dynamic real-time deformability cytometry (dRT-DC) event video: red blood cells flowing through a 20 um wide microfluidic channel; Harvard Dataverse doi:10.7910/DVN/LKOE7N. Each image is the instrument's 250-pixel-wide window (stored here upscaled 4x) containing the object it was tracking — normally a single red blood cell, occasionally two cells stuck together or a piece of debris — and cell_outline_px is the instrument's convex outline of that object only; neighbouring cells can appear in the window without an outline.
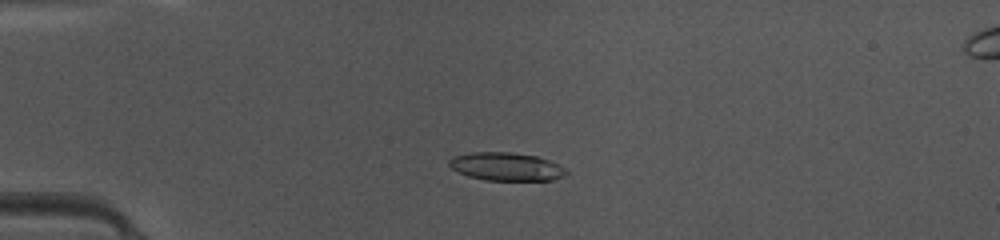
{"species": "common noctule bat (a hibernating species)", "species_latin": "Nyctalus noctula", "temperature_condition": "warm", "stored_images_in_passage": 48, "camera_frame_rate_fps": 3000, "um_per_image_px": 0.085, "animal": {"sex": "female", "body_mass_g": 10.0, "forearm_length_mm": 53.1}, "frame": {"image": 1, "passage_image": 13, "time_ms": 4.0, "image_size_px": [1000, 240], "cell_outline_px": [[568, 172], [564, 176], [552, 180], [484, 180], [468, 176], [452, 168], [448, 164], [448, 160], [452, 156], [472, 152], [512, 152], [536, 156], [548, 160], [564, 168]], "centroid_in_image_um": [43.0, 14.16], "position_along_channel_um": 42.0, "area_um2": 19.13}}
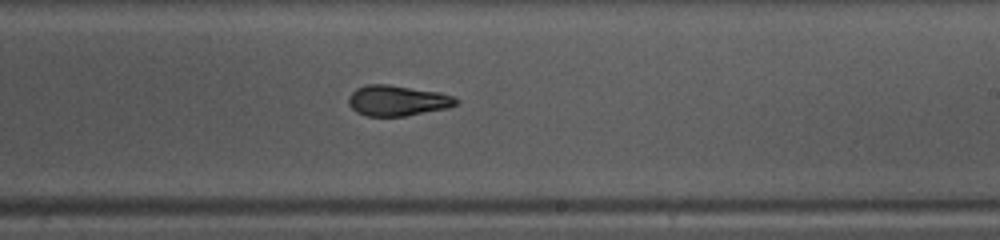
{"frame": {"image": 2, "passage_image": 30, "time_ms": 9.667, "image_size_px": [1000, 240], "cell_outline_px": [[460, 100], [456, 104], [448, 108], [404, 116], [368, 116], [356, 112], [348, 104], [348, 96], [356, 88], [364, 84], [388, 84], [440, 92], [452, 96]], "centroid_in_image_um": [33.75, 8.54], "position_along_channel_um": 255.2, "area_um2": 19.25}}
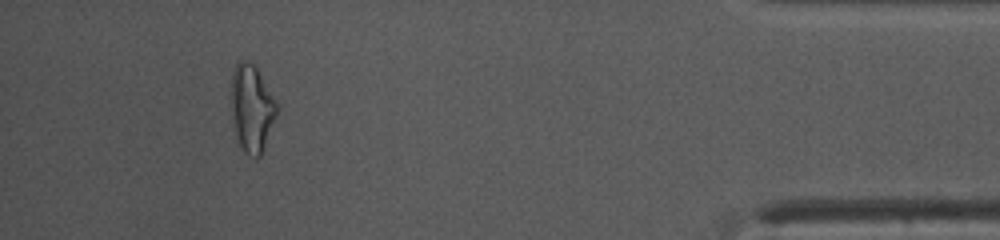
{"frame": {"image": 3, "passage_image": 45, "time_ms": 14.667, "image_size_px": [1000, 240], "cell_outline_px": [[280, 108], [260, 156], [252, 156], [244, 152], [240, 148], [236, 136], [232, 116], [232, 72], [236, 64], [240, 60], [248, 60], [256, 64], [280, 104]], "centroid_in_image_um": [21.45, 9.14], "position_along_channel_um": 413.8, "area_um2": 23.7}, "authors_computed_cell_mechanics": {"area_um2": 19.8543, "velocity_mm_per_s": 4.2187, "shape_relaxation_time_tau1_ms": 4.269, "shape_relaxation_time_tau2_ms": 2.3242, "deformation_change_tau1": 0.1877, "deformation_change_tau2": 0.1038}}